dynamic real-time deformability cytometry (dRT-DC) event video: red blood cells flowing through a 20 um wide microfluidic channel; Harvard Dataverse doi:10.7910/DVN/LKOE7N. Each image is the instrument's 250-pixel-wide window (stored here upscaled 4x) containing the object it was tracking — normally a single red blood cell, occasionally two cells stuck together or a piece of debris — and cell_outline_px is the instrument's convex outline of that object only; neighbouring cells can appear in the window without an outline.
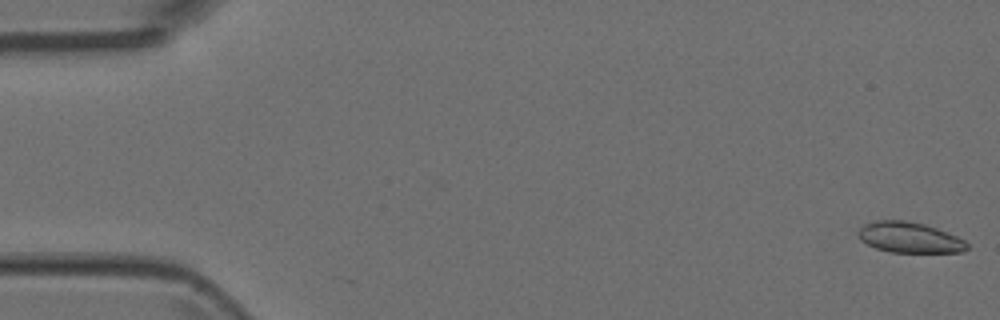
{"species": "Egyptian fruit bat (a non-hibernating species)", "species_latin": "Rousettus aegyptiacus", "temperature_condition": "room temperature", "stored_images_in_passage": 5, "camera_frame_rate_fps": 3000, "um_per_image_px": 0.085, "animal": {"sex": "female"}, "frame": {"image": 1, "passage_image": 1, "time_ms": 0.0, "image_size_px": [1000, 320], "cell_outline_px": [[968, 248], [964, 252], [892, 252], [876, 248], [860, 240], [860, 228], [864, 224], [876, 220], [904, 220], [924, 224], [936, 228], [956, 236], [964, 240], [968, 244]], "centroid_in_image_um": [77.32, 20.18], "position_along_channel_um": 7.7, "area_um2": 19.19}}
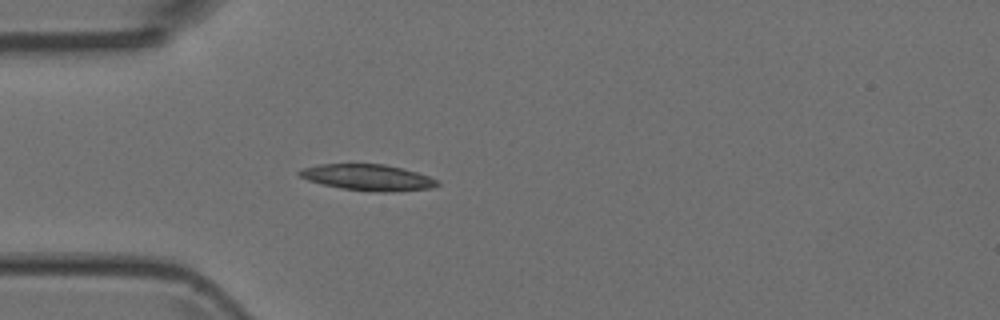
{"frame": {"image": 2, "passage_image": 5, "time_ms": 1.333, "image_size_px": [1000, 320], "cell_outline_px": [[440, 184], [432, 188], [388, 192], [384, 192], [340, 188], [308, 180], [300, 176], [296, 172], [300, 168], [320, 164], [384, 164], [404, 168], [440, 180]], "centroid_in_image_um": [31.28, 15.07], "position_along_channel_um": 53.7, "area_um2": 20.98}}